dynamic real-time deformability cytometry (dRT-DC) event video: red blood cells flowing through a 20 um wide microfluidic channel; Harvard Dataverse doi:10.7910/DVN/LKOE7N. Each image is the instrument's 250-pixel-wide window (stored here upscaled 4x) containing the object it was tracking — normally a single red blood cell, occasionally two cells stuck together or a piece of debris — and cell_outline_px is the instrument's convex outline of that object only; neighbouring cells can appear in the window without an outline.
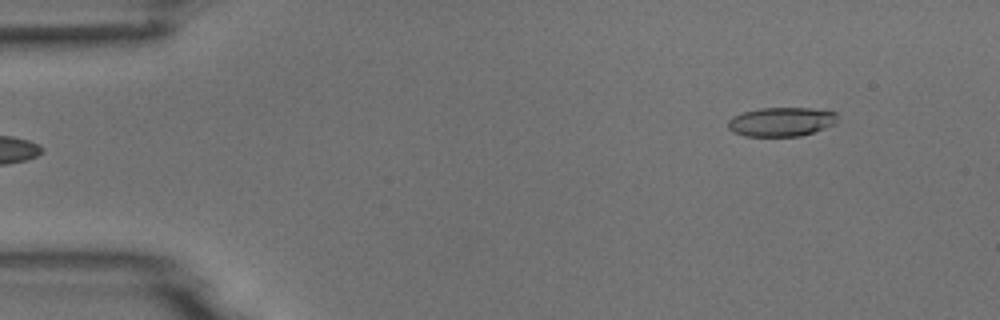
{"species": "common noctule bat (a hibernating species)", "species_latin": "Nyctalus noctula", "temperature_condition": "room temperature", "stored_images_in_passage": 6, "segment_of_instrument_passage": [2, 2], "camera_frame_rate_fps": 3000, "um_per_image_px": 0.085, "animal": {"sex": "male", "body_mass_g": 18.8}, "frame": {"image": 1, "passage_image": 6, "time_ms": 6.0, "image_size_px": [1000, 320], "cell_outline_px": [[836, 124], [800, 136], [744, 136], [732, 132], [728, 128], [728, 120], [732, 116], [744, 112], [760, 108], [828, 108], [836, 112]], "centroid_in_image_um": [66.43, 10.34], "position_along_channel_um": 18.6, "area_um2": 18.79}}